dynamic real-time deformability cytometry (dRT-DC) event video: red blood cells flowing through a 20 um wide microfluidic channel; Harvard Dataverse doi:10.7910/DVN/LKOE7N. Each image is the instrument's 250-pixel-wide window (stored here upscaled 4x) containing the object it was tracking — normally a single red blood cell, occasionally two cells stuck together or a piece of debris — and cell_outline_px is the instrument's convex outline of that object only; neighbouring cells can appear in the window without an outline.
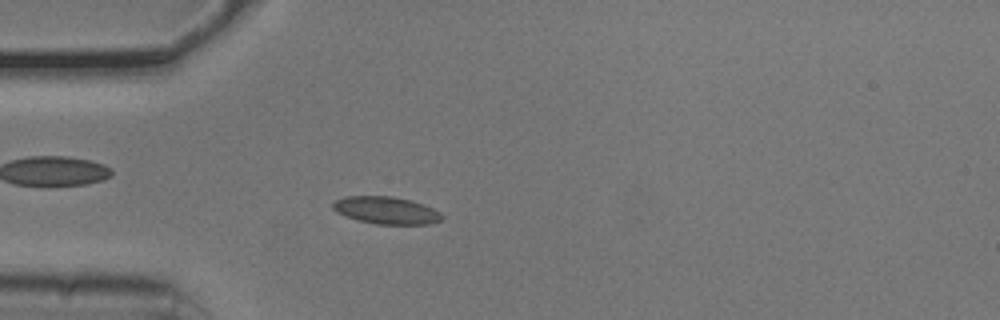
{"species": "common noctule bat (a hibernating species)", "species_latin": "Nyctalus noctula", "temperature_condition": "cold", "stored_images_in_passage": 47, "camera_frame_rate_fps": 3000, "um_per_image_px": 0.085, "animal": {"sex": "male", "body_mass_g": 20.5, "forearm_length_mm": 52.5}, "frame": {"image": 1, "passage_image": 9, "time_ms": 2.667, "image_size_px": [1000, 320], "cell_outline_px": [[444, 216], [440, 220], [432, 224], [376, 224], [360, 220], [336, 212], [332, 208], [332, 204], [336, 200], [344, 196], [392, 196], [424, 204], [440, 212]], "centroid_in_image_um": [32.84, 17.87], "position_along_channel_um": 52.2, "area_um2": 17.22}}
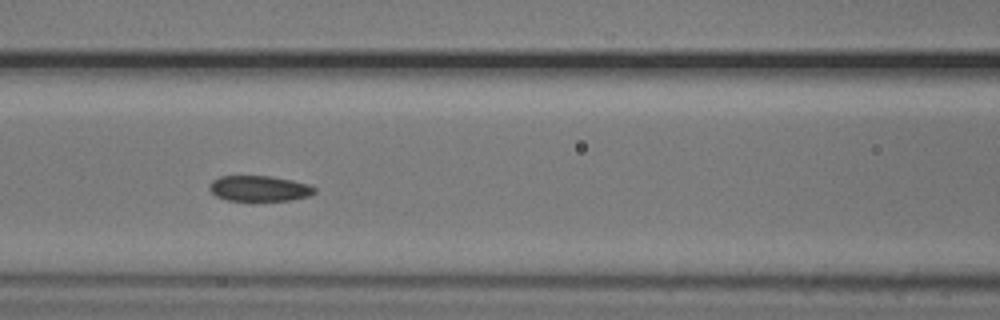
{"frame": {"image": 2, "passage_image": 17, "time_ms": 5.333, "image_size_px": [1000, 320], "cell_outline_px": [[316, 192], [308, 196], [292, 200], [252, 204], [228, 200], [216, 196], [208, 188], [212, 180], [220, 176], [272, 176], [292, 180], [308, 184], [316, 188]], "centroid_in_image_um": [22.04, 16.07], "position_along_channel_um": 144.6, "area_um2": 16.53}}
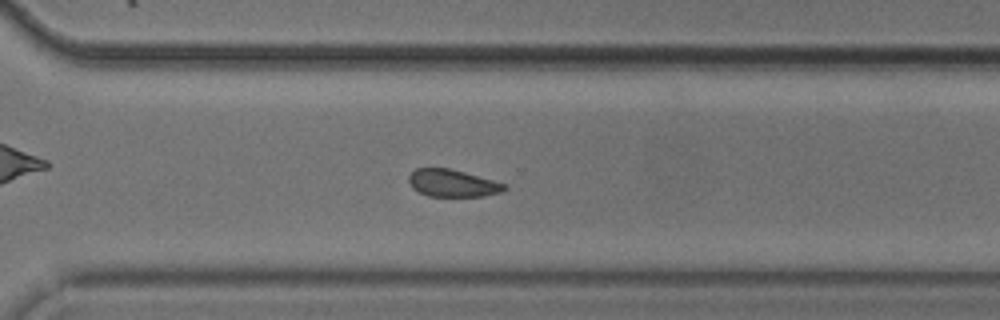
{"frame": {"image": 3, "passage_image": 32, "time_ms": 10.333, "image_size_px": [1000, 320], "cell_outline_px": [[508, 188], [500, 192], [484, 196], [428, 196], [412, 188], [408, 180], [408, 176], [416, 168], [448, 168], [464, 172], [508, 184]], "centroid_in_image_um": [38.48, 15.57], "position_along_channel_um": 332.1, "area_um2": 15.2}, "authors_computed_cell_mechanics": {"area_um2": 16.5308, "velocity_mm_per_s": 3.7574, "shape_relaxation_time_tau1_ms": null, "shape_relaxation_time_tau2_ms": 4.1614, "deformation_change_tau1": null, "deformation_change_tau2": 0.0772}}